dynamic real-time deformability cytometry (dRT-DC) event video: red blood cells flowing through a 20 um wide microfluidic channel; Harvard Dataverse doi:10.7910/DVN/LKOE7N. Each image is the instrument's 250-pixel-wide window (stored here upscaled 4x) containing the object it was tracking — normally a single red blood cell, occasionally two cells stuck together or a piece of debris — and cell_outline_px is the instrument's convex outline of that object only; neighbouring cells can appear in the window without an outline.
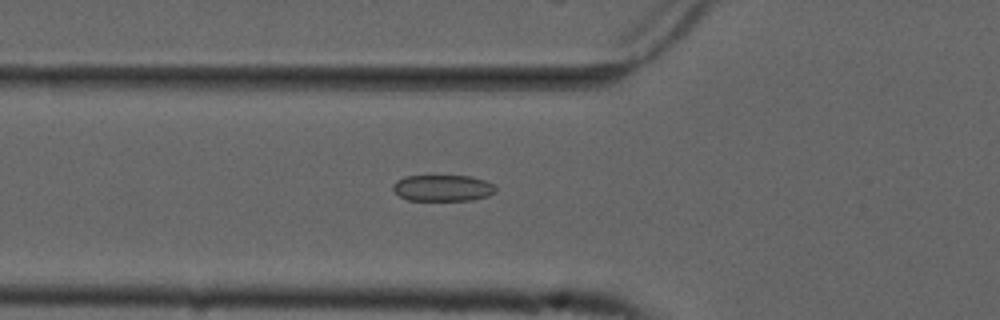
{"species": "common noctule bat (a hibernating species)", "species_latin": "Nyctalus noctula", "temperature_condition": "cold", "stored_images_in_passage": 50, "camera_frame_rate_fps": 3000, "um_per_image_px": 0.085, "animal": {"sex": "male", "forearm_length_mm": 52.5}, "frame": {"image": 1, "passage_image": 15, "time_ms": 4.667, "image_size_px": [1000, 320], "cell_outline_px": [[496, 192], [488, 196], [468, 200], [408, 200], [400, 196], [392, 188], [392, 184], [396, 180], [404, 176], [472, 176], [484, 180], [492, 184], [496, 188]], "centroid_in_image_um": [37.62, 15.97], "position_along_channel_um": 88.2, "area_um2": 15.72}}
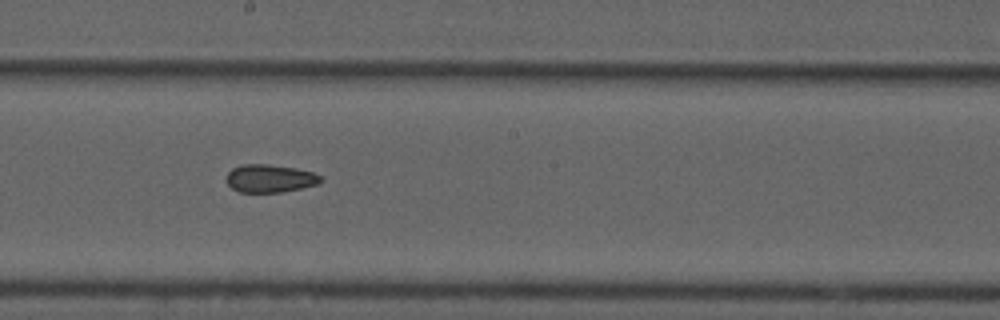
{"frame": {"image": 2, "passage_image": 26, "time_ms": 8.333, "image_size_px": [1000, 320], "cell_outline_px": [[324, 180], [320, 184], [280, 192], [240, 192], [232, 188], [224, 180], [228, 172], [232, 168], [240, 164], [268, 164], [296, 168], [312, 172], [320, 176]], "centroid_in_image_um": [22.92, 15.16], "position_along_channel_um": 225.3, "area_um2": 15.49}}
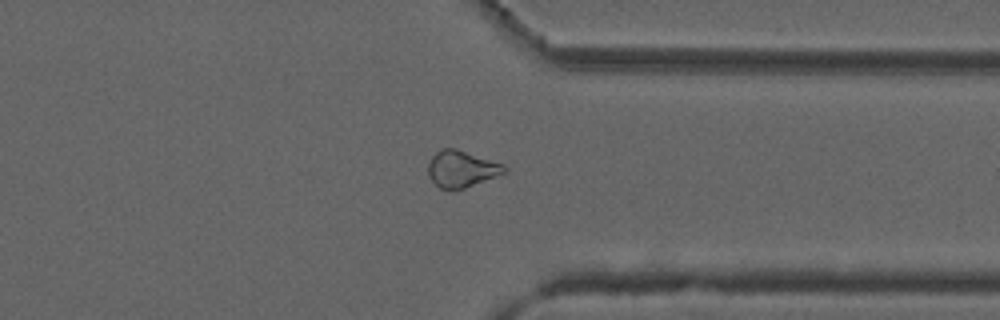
{"frame": {"image": 3, "passage_image": 38, "time_ms": 12.333, "image_size_px": [1000, 320], "cell_outline_px": [[508, 168], [504, 172], [496, 176], [464, 188], [452, 192], [440, 188], [428, 176], [428, 164], [432, 156], [440, 148], [456, 148], [504, 164]], "centroid_in_image_um": [39.2, 14.36], "position_along_channel_um": 372.2, "area_um2": 16.36}, "authors_computed_cell_mechanics": {"area_um2": 16.5019, "velocity_mm_per_s": 3.7263, "shape_relaxation_time_tau1_ms": null, "shape_relaxation_time_tau2_ms": 4.0791, "deformation_change_tau1": null, "deformation_change_tau2": 0.1018}}